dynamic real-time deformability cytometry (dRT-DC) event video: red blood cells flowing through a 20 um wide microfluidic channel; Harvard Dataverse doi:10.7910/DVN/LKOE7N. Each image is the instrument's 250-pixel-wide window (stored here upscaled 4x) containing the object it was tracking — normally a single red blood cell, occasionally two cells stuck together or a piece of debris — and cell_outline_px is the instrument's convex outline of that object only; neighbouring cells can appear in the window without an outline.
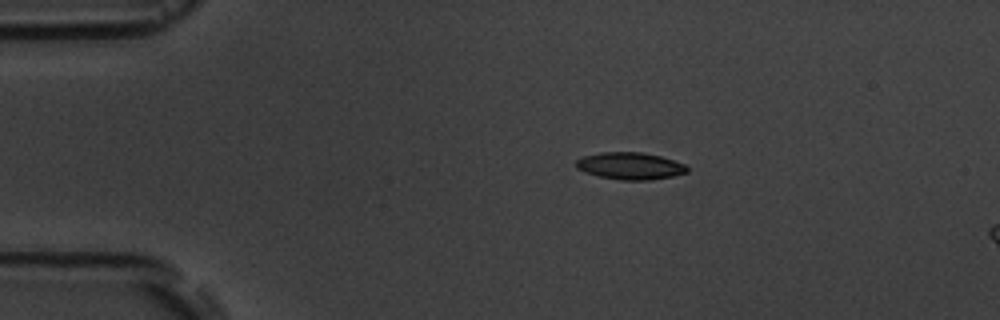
{"species": "common noctule bat (a hibernating species)", "species_latin": "Nyctalus noctula", "temperature_condition": "room temperature", "stored_images_in_passage": 4, "camera_frame_rate_fps": 3000, "um_per_image_px": 0.085, "animal": {"sex": "male", "body_mass_g": 19.5, "forearm_length_mm": 54.6}, "frame": {"image": 1, "passage_image": 2, "time_ms": 1.333, "image_size_px": [1000, 320], "cell_outline_px": [[688, 172], [672, 176], [648, 180], [620, 180], [600, 176], [584, 172], [576, 168], [576, 160], [584, 156], [600, 152], [644, 152], [660, 156], [684, 164], [688, 168]], "centroid_in_image_um": [53.54, 14.1], "position_along_channel_um": 31.5, "area_um2": 17.46}}